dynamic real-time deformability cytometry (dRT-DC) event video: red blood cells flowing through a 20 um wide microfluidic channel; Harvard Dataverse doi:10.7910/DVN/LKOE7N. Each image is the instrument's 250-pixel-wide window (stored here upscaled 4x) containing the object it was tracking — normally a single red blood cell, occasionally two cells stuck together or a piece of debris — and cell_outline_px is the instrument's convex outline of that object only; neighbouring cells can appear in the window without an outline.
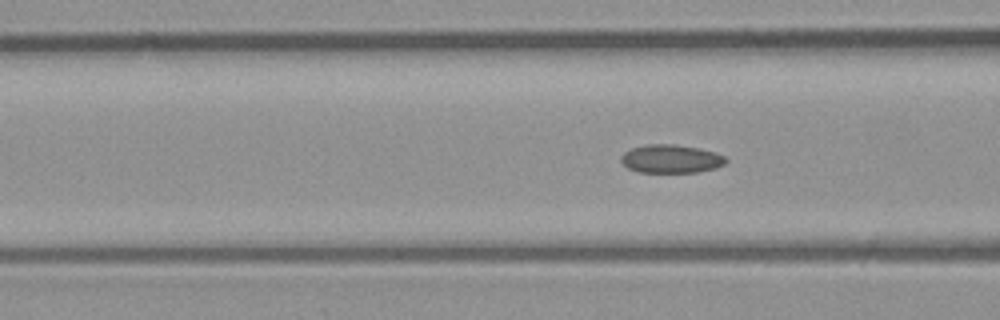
{"species": "common noctule bat (a hibernating species)", "species_latin": "Nyctalus noctula", "temperature_condition": "room temperature", "stored_images_in_passage": 6, "camera_frame_rate_fps": 3000, "um_per_image_px": 0.085, "animal": {"sex": "male", "body_mass_g": 23.1, "forearm_length_mm": 52.7}, "frame": {"image": 1, "passage_image": 6, "time_ms": 1.667, "image_size_px": [1000, 320], "cell_outline_px": [[728, 160], [724, 164], [716, 168], [696, 172], [640, 172], [628, 168], [620, 160], [620, 156], [624, 152], [632, 148], [648, 144], [672, 144], [696, 148], [716, 152], [724, 156]], "centroid_in_image_um": [57.03, 13.5], "position_along_channel_um": 109.6, "area_um2": 17.22}}